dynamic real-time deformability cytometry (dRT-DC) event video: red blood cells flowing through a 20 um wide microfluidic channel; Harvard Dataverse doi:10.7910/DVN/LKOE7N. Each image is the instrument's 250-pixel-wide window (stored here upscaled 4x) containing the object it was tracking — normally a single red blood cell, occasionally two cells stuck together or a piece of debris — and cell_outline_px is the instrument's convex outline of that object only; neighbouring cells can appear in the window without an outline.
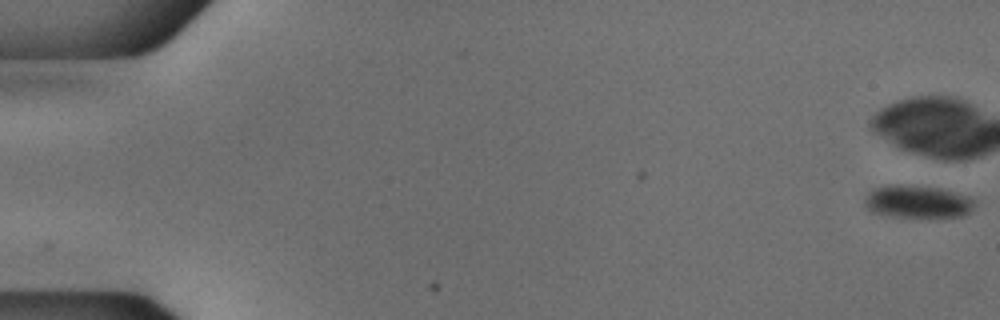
{"species": "common noctule bat (a hibernating species)", "species_latin": "Nyctalus noctula", "temperature_condition": "cold", "stored_images_in_passage": 55, "camera_frame_rate_fps": 3000, "um_per_image_px": 0.085, "animal": {"sex": "male", "body_mass_g": 18.8}, "frame": {"image": 1, "passage_image": 1, "time_ms": 0.0, "image_size_px": [1000, 320], "cell_outline_px": [[976, 204], [964, 216], [888, 216], [872, 212], [864, 208], [864, 196], [868, 192], [876, 188], [888, 184], [892, 184], [940, 188], [956, 192], [968, 196], [976, 200]], "centroid_in_image_um": [77.95, 17.13], "position_along_channel_um": 7.0, "area_um2": 20.92}}
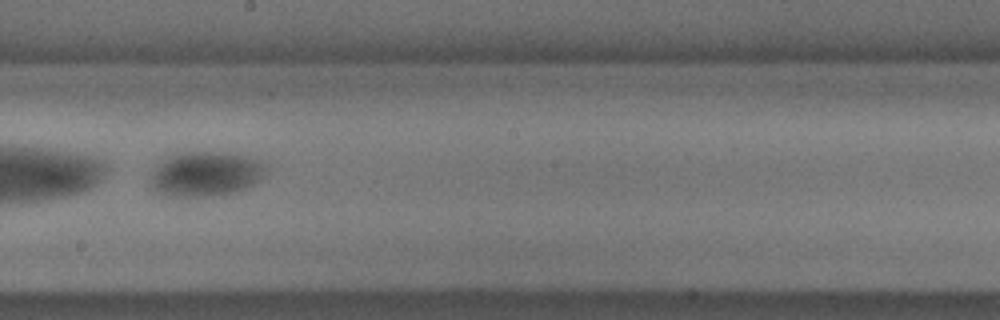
{"frame": {"image": 2, "passage_image": 33, "time_ms": 10.667, "image_size_px": [1000, 320], "cell_outline_px": [[268, 168], [264, 176], [256, 184], [236, 192], [224, 196], [168, 196], [156, 192], [152, 184], [152, 176], [156, 164], [164, 156], [184, 152], [236, 152], [268, 164]], "centroid_in_image_um": [17.54, 14.77], "position_along_channel_um": 230.7, "area_um2": 30.87}}
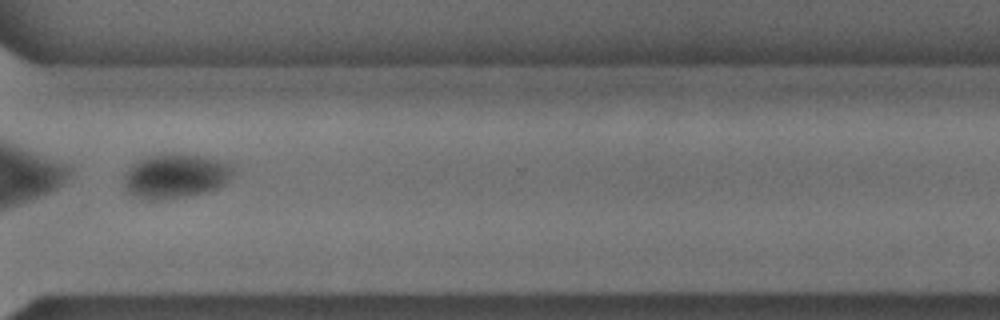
{"frame": {"image": 3, "passage_image": 43, "time_ms": 14.0, "image_size_px": [1000, 320], "cell_outline_px": [[236, 176], [224, 184], [208, 192], [164, 200], [148, 200], [132, 196], [124, 188], [124, 176], [128, 168], [144, 156], [172, 152], [176, 152], [200, 156], [216, 160], [228, 164], [236, 172]], "centroid_in_image_um": [14.9, 14.97], "position_along_channel_um": 355.7, "area_um2": 28.78}}